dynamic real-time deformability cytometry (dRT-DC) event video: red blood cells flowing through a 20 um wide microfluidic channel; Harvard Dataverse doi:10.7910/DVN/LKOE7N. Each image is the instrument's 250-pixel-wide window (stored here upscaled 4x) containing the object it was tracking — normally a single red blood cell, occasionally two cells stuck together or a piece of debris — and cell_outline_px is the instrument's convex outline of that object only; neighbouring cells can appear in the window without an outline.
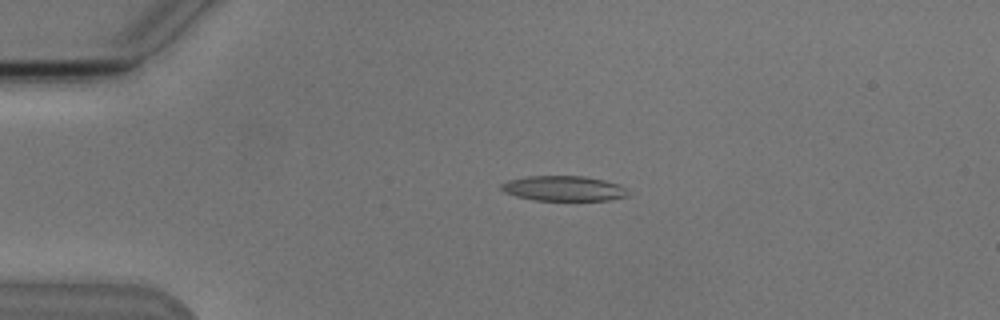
{"species": "Egyptian fruit bat (a non-hibernating species)", "species_latin": "Rousettus aegyptiacus", "temperature_condition": "cold", "stored_images_in_passage": 6, "camera_frame_rate_fps": 3000, "um_per_image_px": 0.085, "animal": {"sex": "male"}, "frame": {"image": 1, "passage_image": 4, "time_ms": 3.333, "image_size_px": [1000, 320], "cell_outline_px": [[628, 196], [608, 200], [536, 200], [516, 196], [504, 192], [500, 188], [500, 184], [508, 180], [528, 176], [584, 176], [604, 180], [628, 188]], "centroid_in_image_um": [47.91, 16.01], "position_along_channel_um": 37.1, "area_um2": 18.5}}